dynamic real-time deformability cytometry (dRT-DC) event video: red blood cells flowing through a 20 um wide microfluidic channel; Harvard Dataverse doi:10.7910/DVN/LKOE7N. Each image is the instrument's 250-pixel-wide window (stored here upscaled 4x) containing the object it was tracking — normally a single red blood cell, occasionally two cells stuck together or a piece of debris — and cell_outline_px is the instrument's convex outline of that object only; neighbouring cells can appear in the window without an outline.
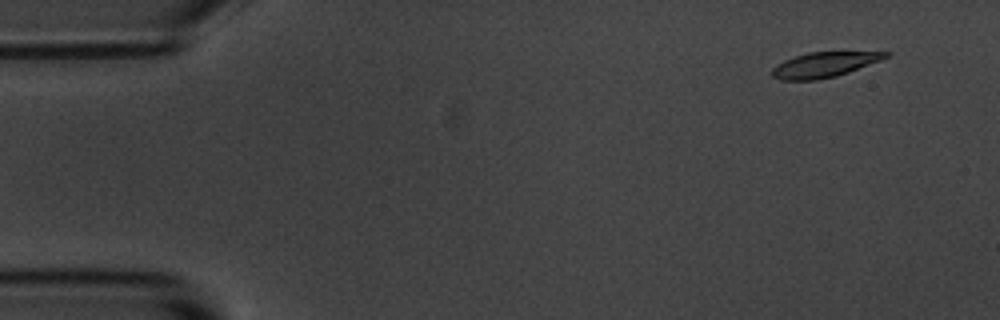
{"species": "common noctule bat (a hibernating species)", "species_latin": "Nyctalus noctula", "temperature_condition": "room temperature", "stored_images_in_passage": 4, "camera_frame_rate_fps": 3000, "um_per_image_px": 0.085, "animal": {"sex": "male", "body_mass_g": 20.1, "forearm_length_mm": 53.5}, "frame": {"image": 1, "passage_image": 2, "time_ms": 0.333, "image_size_px": [1000, 320], "cell_outline_px": [[892, 52], [888, 56], [880, 60], [848, 72], [836, 76], [816, 80], [780, 80], [772, 76], [772, 68], [776, 64], [784, 60], [808, 52]], "centroid_in_image_um": [70.01, 5.5], "position_along_channel_um": 15.0, "area_um2": 16.42}}